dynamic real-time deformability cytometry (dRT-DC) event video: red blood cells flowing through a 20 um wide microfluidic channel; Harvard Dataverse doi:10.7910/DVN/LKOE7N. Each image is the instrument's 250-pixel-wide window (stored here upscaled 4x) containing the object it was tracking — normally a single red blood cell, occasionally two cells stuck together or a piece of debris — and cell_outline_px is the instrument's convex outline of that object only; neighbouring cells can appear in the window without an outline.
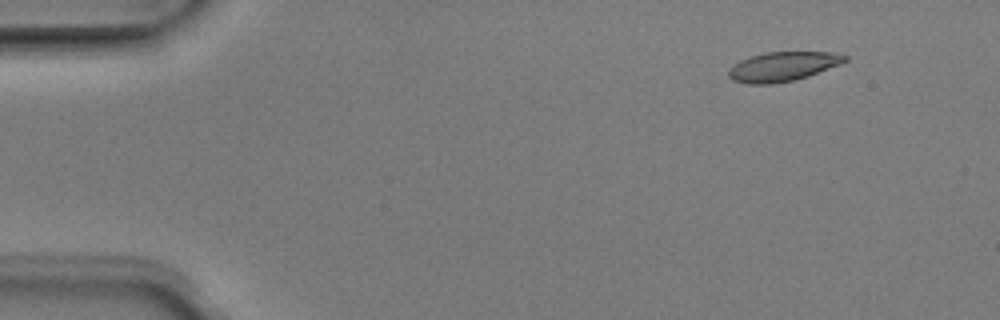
{"species": "Egyptian fruit bat (a non-hibernating species)", "species_latin": "Rousettus aegyptiacus", "temperature_condition": "room temperature", "stored_images_in_passage": 4, "camera_frame_rate_fps": 3000, "um_per_image_px": 0.085, "animal": {"sex": "male"}, "frame": {"image": 1, "passage_image": 1, "time_ms": 0.0, "image_size_px": [1000, 320], "cell_outline_px": [[848, 60], [840, 64], [808, 76], [796, 80], [772, 84], [748, 84], [732, 80], [728, 76], [728, 72], [740, 60], [764, 52], [828, 52], [848, 56]], "centroid_in_image_um": [66.54, 5.66], "position_along_channel_um": 18.5, "area_um2": 19.77}}
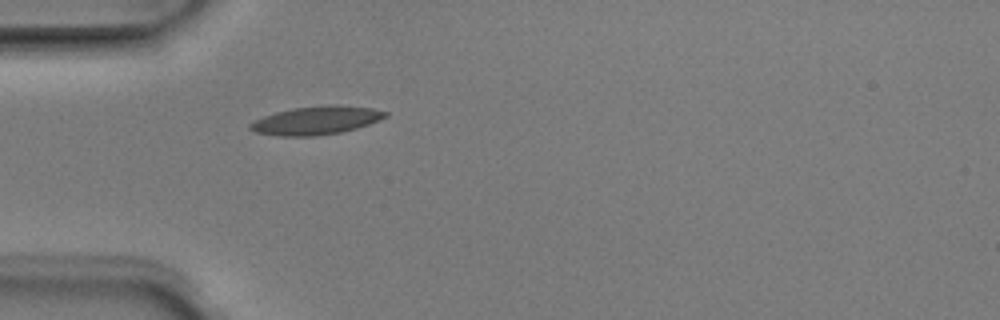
{"frame": {"image": 2, "passage_image": 4, "time_ms": 1.0, "image_size_px": [1000, 320], "cell_outline_px": [[388, 116], [368, 124], [356, 128], [340, 132], [316, 136], [276, 136], [256, 132], [248, 128], [248, 124], [264, 116], [276, 112], [292, 108], [332, 104], [336, 104], [372, 108], [388, 112]], "centroid_in_image_um": [26.87, 10.23], "position_along_channel_um": 58.1, "area_um2": 22.31}}